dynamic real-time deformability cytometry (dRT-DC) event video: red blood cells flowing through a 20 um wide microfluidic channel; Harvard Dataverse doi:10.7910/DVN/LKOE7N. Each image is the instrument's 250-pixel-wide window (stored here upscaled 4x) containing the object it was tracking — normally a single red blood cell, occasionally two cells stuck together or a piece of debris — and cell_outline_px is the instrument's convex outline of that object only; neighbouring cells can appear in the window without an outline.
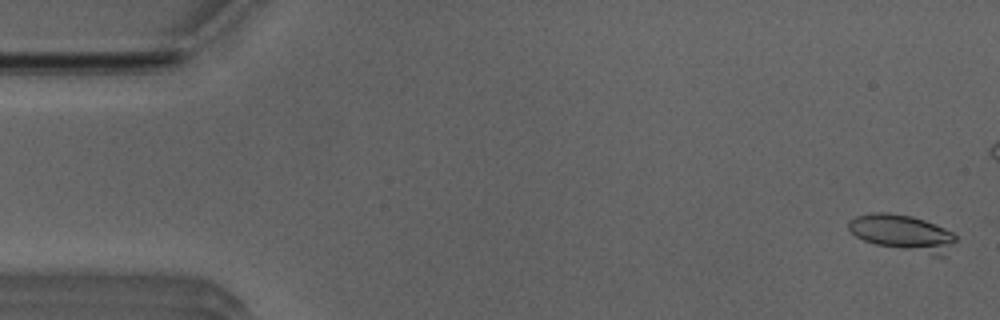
{"species": "Egyptian fruit bat (a non-hibernating species)", "species_latin": "Rousettus aegyptiacus", "temperature_condition": "room temperature", "stored_images_in_passage": 8, "camera_frame_rate_fps": 3000, "um_per_image_px": 0.085, "animal": {"sex": "male"}, "frame": {"image": 1, "passage_image": 2, "time_ms": 0.333, "image_size_px": [1000, 320], "cell_outline_px": [[956, 240], [944, 256], [932, 256], [876, 244], [864, 240], [856, 236], [848, 228], [848, 220], [856, 216], [872, 212], [888, 212], [912, 216], [924, 220], [944, 228], [952, 232], [956, 236]], "centroid_in_image_um": [76.73, 19.8], "position_along_channel_um": 8.3, "area_um2": 22.72}}